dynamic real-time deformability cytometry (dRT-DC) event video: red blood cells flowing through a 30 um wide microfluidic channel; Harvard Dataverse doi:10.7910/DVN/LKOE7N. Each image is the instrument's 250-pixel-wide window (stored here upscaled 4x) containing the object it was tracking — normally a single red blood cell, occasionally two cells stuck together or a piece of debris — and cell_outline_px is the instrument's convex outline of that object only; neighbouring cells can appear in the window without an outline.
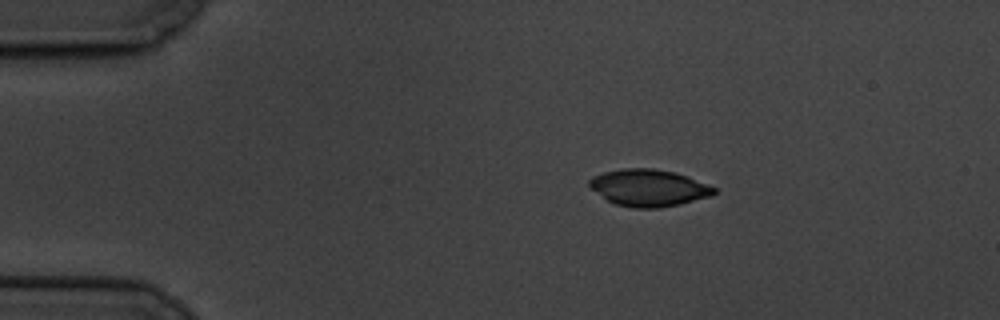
{"species": "common noctule bat (a hibernating species)", "species_latin": "Nyctalus noctula", "temperature_condition": "cold", "stored_images_in_passage": 3, "camera_frame_rate_fps": 3000, "um_per_image_px": 0.085, "animal": {"sex": "male", "body_mass_g": 19.5, "forearm_length_mm": 54.6}, "frame": {"image": 1, "passage_image": 1, "time_ms": 0.0, "image_size_px": [1000, 320], "cell_outline_px": [[716, 192], [712, 196], [680, 204], [660, 208], [632, 208], [616, 204], [608, 200], [592, 188], [588, 184], [588, 180], [592, 176], [604, 172], [624, 168], [652, 168], [676, 172], [708, 184], [716, 188]], "centroid_in_image_um": [55.16, 15.96], "position_along_channel_um": 29.8, "area_um2": 26.82}}